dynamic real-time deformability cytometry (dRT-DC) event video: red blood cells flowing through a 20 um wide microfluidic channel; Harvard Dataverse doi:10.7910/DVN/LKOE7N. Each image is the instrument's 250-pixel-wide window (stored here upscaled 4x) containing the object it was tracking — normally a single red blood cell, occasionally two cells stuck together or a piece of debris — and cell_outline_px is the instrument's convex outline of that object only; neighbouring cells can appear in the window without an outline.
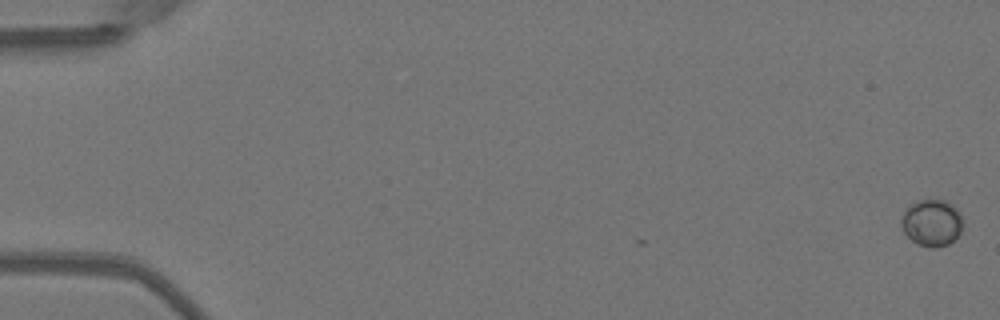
{"species": "Egyptian fruit bat (a non-hibernating species)", "species_latin": "Rousettus aegyptiacus", "temperature_condition": "warm", "stored_images_in_passage": 8, "camera_frame_rate_fps": 3000, "um_per_image_px": 0.085, "animal": {"sex": "female"}, "frame": {"image": 1, "passage_image": 1, "time_ms": 0.0, "image_size_px": [1000, 320], "cell_outline_px": [[960, 232], [948, 244], [936, 248], [932, 248], [916, 244], [904, 232], [900, 220], [908, 204], [916, 200], [944, 200], [956, 208], [960, 216]], "centroid_in_image_um": [79.14, 18.93], "position_along_channel_um": 5.9, "area_um2": 16.53}}